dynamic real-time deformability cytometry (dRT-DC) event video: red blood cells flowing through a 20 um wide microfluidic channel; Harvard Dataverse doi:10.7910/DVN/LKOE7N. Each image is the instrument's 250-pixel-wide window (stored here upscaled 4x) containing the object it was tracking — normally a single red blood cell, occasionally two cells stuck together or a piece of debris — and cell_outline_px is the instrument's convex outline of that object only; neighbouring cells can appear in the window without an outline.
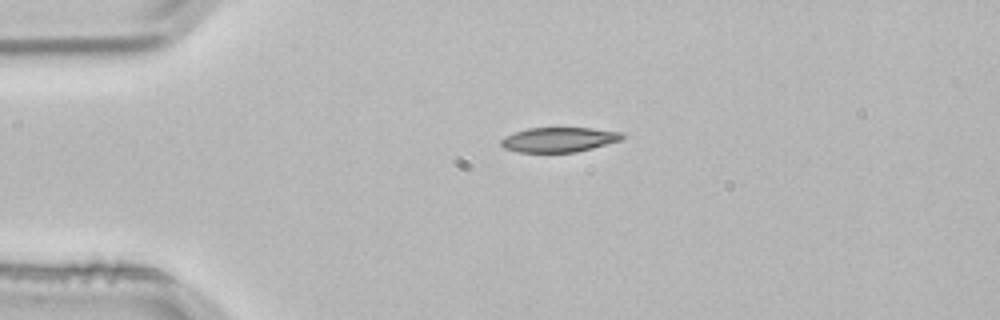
{"species": "common noctule bat (a hibernating species)", "species_latin": "Nyctalus noctula", "temperature_condition": "room temperature", "stored_images_in_passage": 4, "camera_frame_rate_fps": 3000, "um_per_image_px": 0.085, "animal": {"sex": "male", "body_mass_g": 21.5, "forearm_length_mm": 52.0}, "frame": {"image": 1, "passage_image": 4, "time_ms": 1.0, "image_size_px": [1000, 320], "cell_outline_px": [[624, 140], [576, 152], [516, 152], [504, 148], [500, 144], [500, 140], [504, 136], [528, 128], [592, 128], [624, 132]], "centroid_in_image_um": [47.54, 11.87], "position_along_channel_um": 37.5, "area_um2": 17.63}}